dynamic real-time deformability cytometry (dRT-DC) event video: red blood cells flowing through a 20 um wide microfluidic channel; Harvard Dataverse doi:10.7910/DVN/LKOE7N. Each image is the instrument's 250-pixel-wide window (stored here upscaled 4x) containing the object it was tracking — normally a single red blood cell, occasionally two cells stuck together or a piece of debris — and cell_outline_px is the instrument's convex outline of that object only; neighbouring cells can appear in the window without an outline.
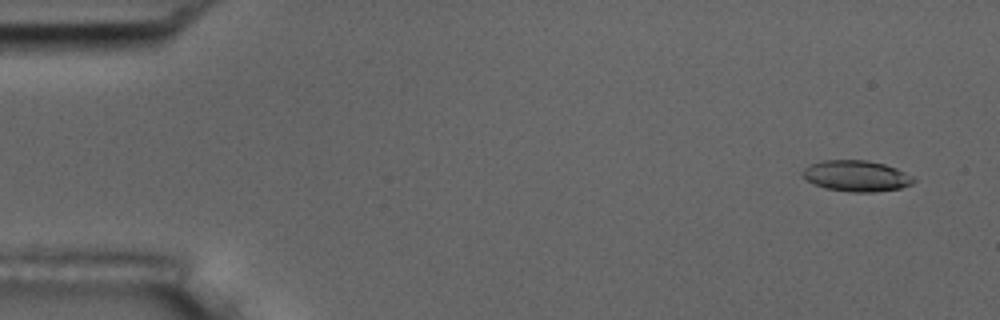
{"species": "common noctule bat (a hibernating species)", "species_latin": "Nyctalus noctula", "temperature_condition": "room temperature", "stored_images_in_passage": 54, "camera_frame_rate_fps": 3000, "um_per_image_px": 0.085, "animal": {"sex": "male", "body_mass_g": 17.5, "forearm_length_mm": 52.3}, "frame": {"image": 1, "passage_image": 3, "time_ms": 0.667, "image_size_px": [1000, 320], "cell_outline_px": [[916, 180], [912, 184], [900, 188], [872, 192], [848, 192], [824, 188], [800, 176], [800, 172], [804, 168], [812, 164], [824, 160], [868, 160], [884, 164], [896, 168], [912, 176]], "centroid_in_image_um": [72.77, 14.95], "position_along_channel_um": 12.2, "area_um2": 20.06}}
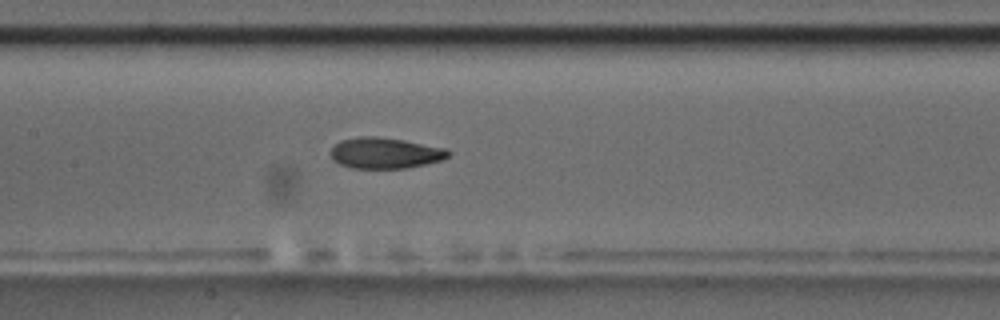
{"frame": {"image": 2, "passage_image": 26, "time_ms": 8.333, "image_size_px": [1000, 320], "cell_outline_px": [[448, 156], [440, 160], [424, 164], [404, 168], [352, 168], [340, 164], [332, 160], [328, 152], [340, 140], [360, 136], [380, 136], [404, 140], [448, 148]], "centroid_in_image_um": [32.68, 12.99], "position_along_channel_um": 174.7, "area_um2": 21.27}}
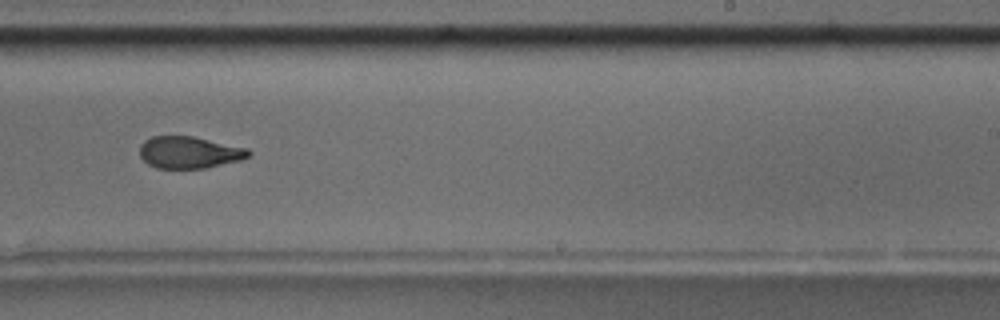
{"frame": {"image": 3, "passage_image": 34, "time_ms": 11.0, "image_size_px": [1000, 320], "cell_outline_px": [[252, 156], [240, 160], [204, 168], [156, 168], [148, 164], [140, 156], [140, 144], [144, 140], [152, 136], [192, 136], [248, 148], [252, 152]], "centroid_in_image_um": [16.09, 12.95], "position_along_channel_um": 272.9, "area_um2": 20.29}, "authors_computed_cell_mechanics": {"area_um2": 21.0392, "velocity_mm_per_s": 3.7001, "shape_relaxation_time_tau1_ms": 10.9459, "shape_relaxation_time_tau2_ms": 2.8061, "deformation_change_tau1": 0.2556, "deformation_change_tau2": 0.0981}}